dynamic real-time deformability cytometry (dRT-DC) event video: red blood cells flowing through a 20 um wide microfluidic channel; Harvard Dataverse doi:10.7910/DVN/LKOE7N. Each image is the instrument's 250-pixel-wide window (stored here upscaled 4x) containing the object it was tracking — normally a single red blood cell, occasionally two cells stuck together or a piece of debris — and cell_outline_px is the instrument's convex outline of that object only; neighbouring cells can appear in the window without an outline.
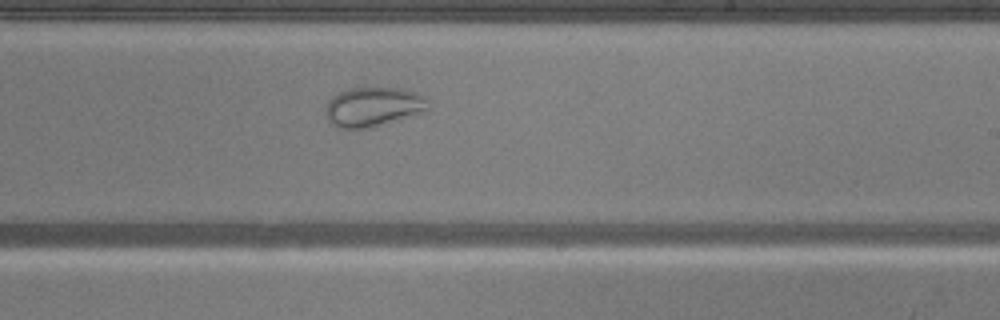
{"species": "common noctule bat (a hibernating species)", "species_latin": "Nyctalus noctula", "temperature_condition": "warm", "stored_images_in_passage": 41, "camera_frame_rate_fps": 3000, "um_per_image_px": 0.085, "animal": {"sex": "male", "body_mass_g": 20.5, "forearm_length_mm": 52.5}, "frame": {"image": 1, "passage_image": 20, "time_ms": 6.333, "image_size_px": [1000, 320], "cell_outline_px": [[428, 108], [420, 112], [368, 128], [340, 128], [332, 124], [328, 120], [324, 112], [324, 108], [328, 100], [332, 96], [348, 88], [400, 88], [416, 92], [424, 96]], "centroid_in_image_um": [31.63, 9.06], "position_along_channel_um": 257.4, "area_um2": 23.18}}
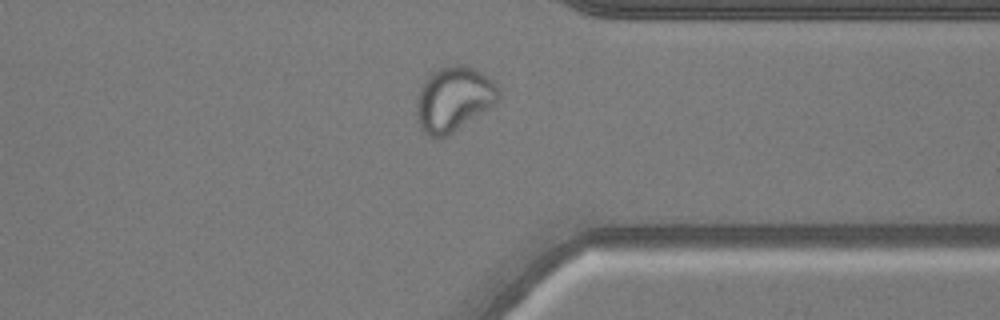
{"frame": {"image": 2, "passage_image": 29, "time_ms": 9.333, "image_size_px": [1000, 320], "cell_outline_px": [[500, 96], [488, 108], [448, 136], [436, 140], [432, 140], [420, 128], [416, 120], [416, 100], [420, 84], [432, 72], [440, 68], [456, 64], [464, 64], [476, 68], [492, 80], [500, 88]], "centroid_in_image_um": [38.51, 8.43], "position_along_channel_um": 372.9, "area_um2": 31.39}}
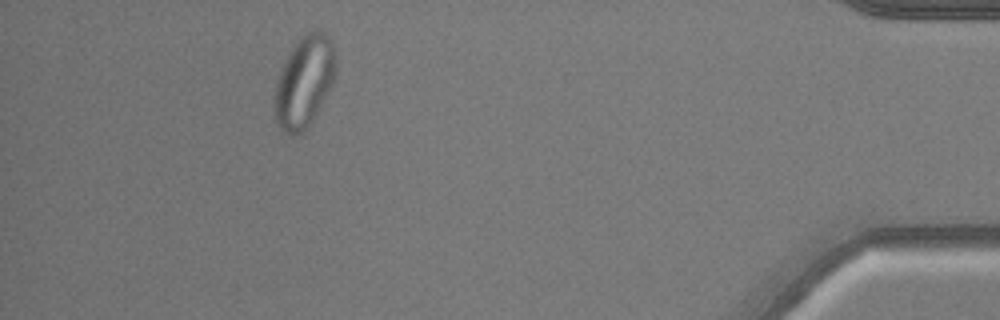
{"frame": {"image": 3, "passage_image": 36, "time_ms": 11.667, "image_size_px": [1000, 320], "cell_outline_px": [[336, 76], [316, 116], [300, 132], [292, 136], [288, 136], [280, 128], [272, 116], [272, 96], [276, 80], [288, 52], [312, 28], [320, 28], [332, 40], [336, 52]], "centroid_in_image_um": [25.84, 6.95], "position_along_channel_um": 409.4, "area_um2": 33.47}}